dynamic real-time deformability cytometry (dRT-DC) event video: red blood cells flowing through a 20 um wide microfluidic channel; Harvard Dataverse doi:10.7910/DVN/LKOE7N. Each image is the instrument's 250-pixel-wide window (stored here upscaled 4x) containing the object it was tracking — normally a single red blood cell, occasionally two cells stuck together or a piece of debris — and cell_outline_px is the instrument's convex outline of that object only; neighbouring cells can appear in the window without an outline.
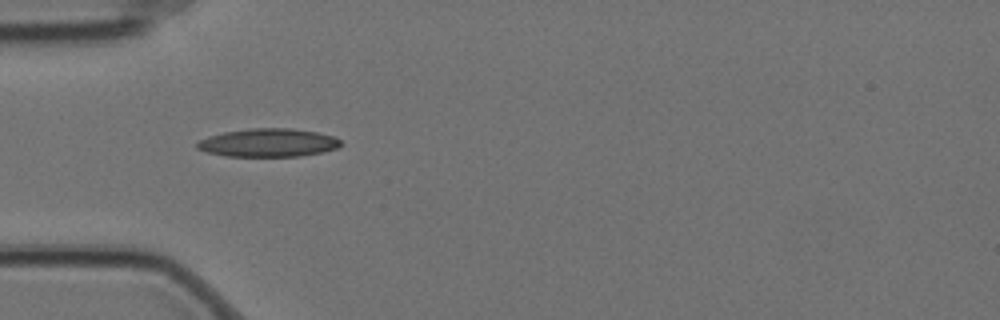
{"species": "Egyptian fruit bat (a non-hibernating species)", "species_latin": "Rousettus aegyptiacus", "temperature_condition": "cold", "stored_images_in_passage": 15, "camera_frame_rate_fps": 3000, "um_per_image_px": 0.085, "animal": {"sex": "female"}, "frame": {"image": 1, "passage_image": 5, "time_ms": 1.333, "image_size_px": [1000, 320], "cell_outline_px": [[344, 144], [336, 148], [320, 152], [300, 156], [224, 156], [208, 152], [196, 148], [196, 144], [200, 140], [208, 136], [224, 132], [252, 128], [292, 128], [316, 132], [332, 136], [340, 140]], "centroid_in_image_um": [22.79, 12.13], "position_along_channel_um": 62.2, "area_um2": 23.52}}
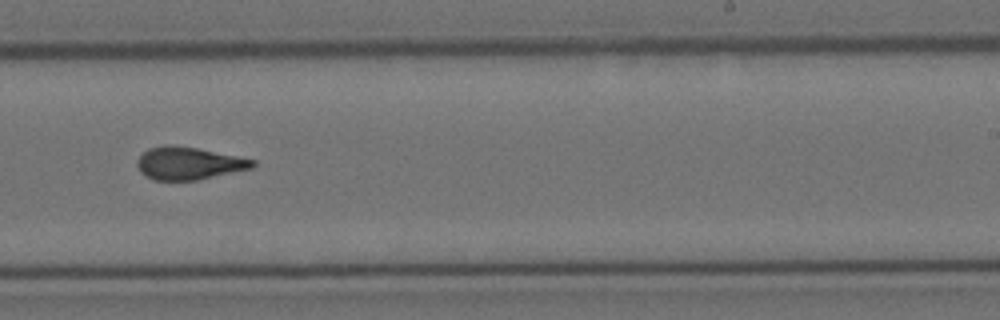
{"frame": {"image": 2, "passage_image": 10, "time_ms": 3.0, "image_size_px": [1000, 320], "cell_outline_px": [[256, 164], [252, 168], [196, 180], [152, 180], [140, 172], [136, 164], [136, 160], [148, 148], [164, 144], [172, 144], [196, 148], [256, 160]], "centroid_in_image_um": [15.99, 13.87], "position_along_channel_um": 273.0, "area_um2": 21.91}}
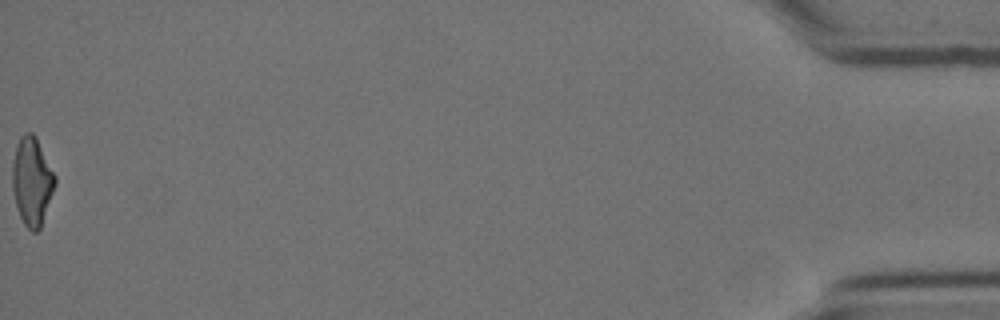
{"frame": {"image": 3, "passage_image": 15, "time_ms": 4.667, "image_size_px": [1000, 320], "cell_outline_px": [[56, 184], [40, 228], [36, 232], [32, 232], [24, 224], [20, 216], [16, 204], [12, 188], [12, 164], [16, 144], [20, 136], [24, 132], [32, 132], [36, 136], [56, 176]], "centroid_in_image_um": [2.71, 15.37], "position_along_channel_um": 432.5, "area_um2": 22.02}}